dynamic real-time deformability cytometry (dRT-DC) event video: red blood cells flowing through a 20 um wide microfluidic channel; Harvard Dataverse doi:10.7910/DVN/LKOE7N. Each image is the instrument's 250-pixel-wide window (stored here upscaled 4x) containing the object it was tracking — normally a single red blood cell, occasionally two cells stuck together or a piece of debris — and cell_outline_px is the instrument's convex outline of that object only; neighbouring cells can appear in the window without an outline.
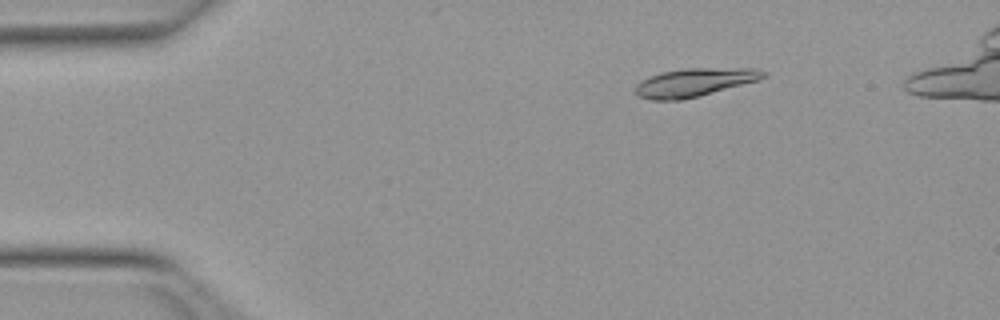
{"species": "Egyptian fruit bat (a non-hibernating species)", "species_latin": "Rousettus aegyptiacus", "temperature_condition": "warm", "stored_images_in_passage": 13, "camera_frame_rate_fps": 3000, "um_per_image_px": 0.085, "animal": {"sex": "female"}, "frame": {"image": 1, "passage_image": 7, "time_ms": 2.0, "image_size_px": [1000, 320], "cell_outline_px": [[748, 80], [692, 96], [672, 96], [660, 76], [672, 72], [732, 72]], "centroid_in_image_um": [59.37, 6.98], "position_along_channel_um": 25.6, "area_um2": 10.52}}